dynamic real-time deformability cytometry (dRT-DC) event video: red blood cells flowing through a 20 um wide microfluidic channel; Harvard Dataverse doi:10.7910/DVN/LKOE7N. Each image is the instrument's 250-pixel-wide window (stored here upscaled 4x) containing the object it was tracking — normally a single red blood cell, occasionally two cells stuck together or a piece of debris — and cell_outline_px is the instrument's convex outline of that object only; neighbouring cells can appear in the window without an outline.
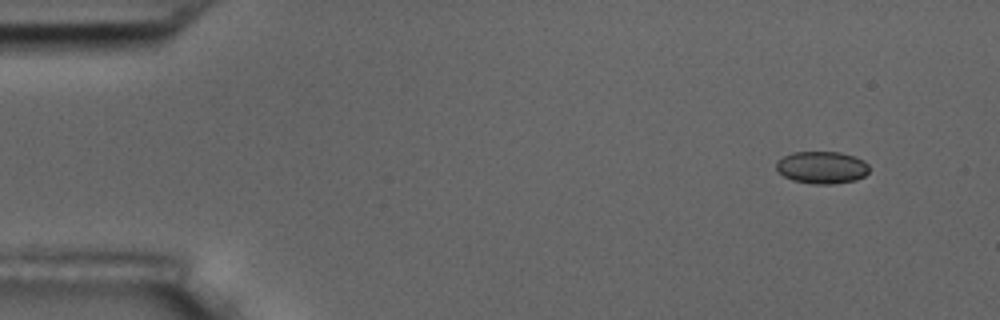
{"species": "common noctule bat (a hibernating species)", "species_latin": "Nyctalus noctula", "temperature_condition": "room temperature", "stored_images_in_passage": 10, "camera_frame_rate_fps": 3000, "um_per_image_px": 0.085, "animal": {"sex": "male", "body_mass_g": 17.5, "forearm_length_mm": 52.3}, "frame": {"image": 1, "passage_image": 1, "time_ms": 0.0, "image_size_px": [1000, 320], "cell_outline_px": [[868, 172], [864, 176], [856, 180], [832, 184], [812, 184], [792, 180], [784, 176], [776, 168], [776, 164], [784, 156], [792, 152], [840, 152], [856, 156], [864, 160], [868, 164]], "centroid_in_image_um": [69.89, 14.23], "position_along_channel_um": 15.1, "area_um2": 17.51}}
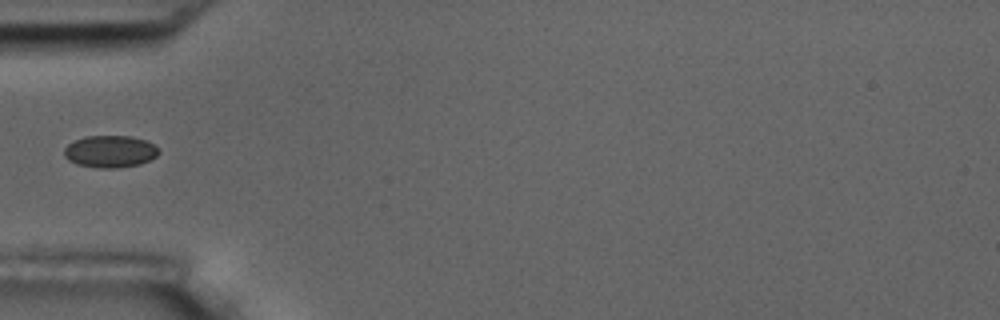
{"frame": {"image": 2, "passage_image": 5, "time_ms": 4.667, "image_size_px": [1000, 320], "cell_outline_px": [[160, 152], [156, 156], [140, 164], [116, 168], [100, 168], [76, 164], [68, 160], [64, 156], [64, 148], [68, 144], [84, 136], [132, 136], [144, 140], [160, 148]], "centroid_in_image_um": [9.35, 12.87], "position_along_channel_um": 75.6, "area_um2": 17.69}}
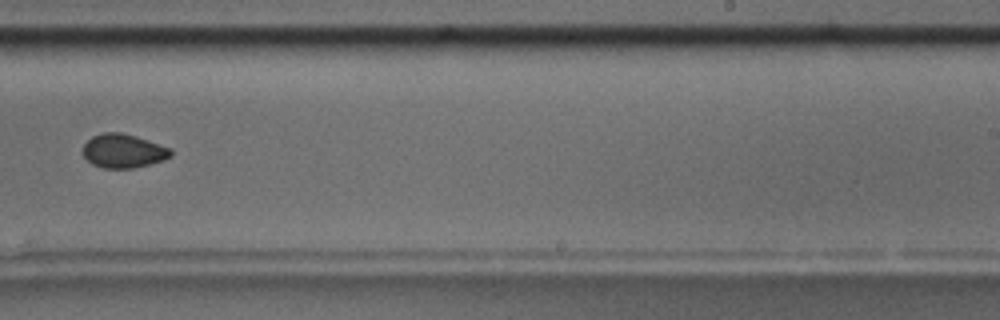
{"frame": {"image": 3, "passage_image": 10, "time_ms": 10.333, "image_size_px": [1000, 320], "cell_outline_px": [[172, 156], [148, 164], [132, 168], [104, 168], [92, 164], [84, 156], [84, 144], [92, 136], [100, 132], [120, 132], [136, 136], [172, 148]], "centroid_in_image_um": [10.48, 12.81], "position_along_channel_um": 278.5, "area_um2": 17.22}}